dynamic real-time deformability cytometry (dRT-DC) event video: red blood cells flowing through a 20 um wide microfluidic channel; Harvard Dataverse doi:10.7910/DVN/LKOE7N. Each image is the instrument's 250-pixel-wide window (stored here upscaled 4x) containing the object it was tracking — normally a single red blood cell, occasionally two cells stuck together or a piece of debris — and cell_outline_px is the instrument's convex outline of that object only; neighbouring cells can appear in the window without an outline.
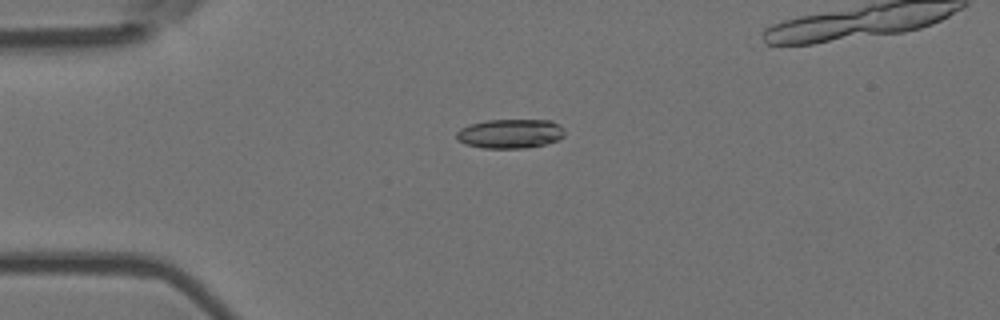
{"species": "Egyptian fruit bat (a non-hibernating species)", "species_latin": "Rousettus aegyptiacus", "temperature_condition": "room temperature", "stored_images_in_passage": 4, "camera_frame_rate_fps": 3000, "um_per_image_px": 0.085, "animal": {"sex": "female"}, "frame": {"image": 1, "passage_image": 2, "time_ms": 0.333, "image_size_px": [1000, 320], "cell_outline_px": [[564, 136], [556, 140], [544, 144], [524, 148], [484, 148], [464, 144], [456, 140], [456, 132], [460, 128], [472, 124], [488, 120], [552, 120], [560, 124], [564, 128]], "centroid_in_image_um": [43.36, 11.36], "position_along_channel_um": 41.6, "area_um2": 18.5}}